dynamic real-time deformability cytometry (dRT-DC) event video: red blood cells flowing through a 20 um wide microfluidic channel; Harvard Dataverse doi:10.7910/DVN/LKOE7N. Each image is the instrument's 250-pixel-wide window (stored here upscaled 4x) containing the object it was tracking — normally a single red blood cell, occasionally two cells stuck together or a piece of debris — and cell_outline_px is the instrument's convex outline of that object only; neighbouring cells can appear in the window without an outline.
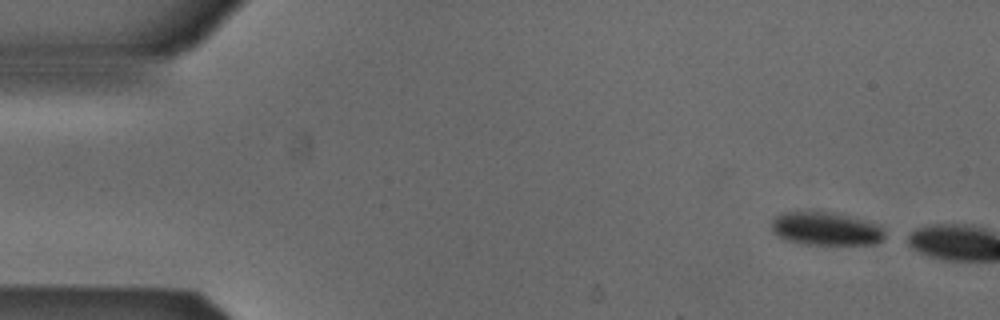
{"species": "Egyptian fruit bat (a non-hibernating species)", "species_latin": "Rousettus aegyptiacus", "temperature_condition": "cold", "stored_images_in_passage": 2, "camera_frame_rate_fps": 3000, "um_per_image_px": 0.085, "animal": {"sex": "male"}, "frame": {"image": 1, "passage_image": 1, "time_ms": 0.0, "image_size_px": [1000, 320], "cell_outline_px": [[884, 240], [876, 244], [800, 244], [788, 240], [772, 232], [772, 220], [776, 216], [788, 212], [832, 212], [880, 224], [884, 232]], "centroid_in_image_um": [70.24, 19.45], "position_along_channel_um": 14.8, "area_um2": 21.79}}